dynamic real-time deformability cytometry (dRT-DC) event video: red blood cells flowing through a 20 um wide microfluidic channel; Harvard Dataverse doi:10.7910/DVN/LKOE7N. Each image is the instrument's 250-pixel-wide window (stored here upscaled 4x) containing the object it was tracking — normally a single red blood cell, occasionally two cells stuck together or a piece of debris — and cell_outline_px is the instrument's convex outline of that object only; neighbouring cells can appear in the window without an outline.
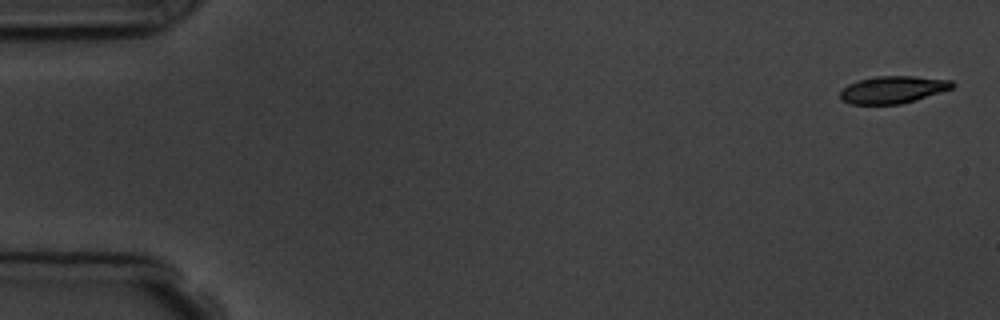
{"species": "common noctule bat (a hibernating species)", "species_latin": "Nyctalus noctula", "temperature_condition": "room temperature", "stored_images_in_passage": 5, "camera_frame_rate_fps": 3000, "um_per_image_px": 0.085, "animal": {"sex": "male", "body_mass_g": 19.5, "forearm_length_mm": 54.6}, "frame": {"image": 1, "passage_image": 1, "time_ms": 0.0, "image_size_px": [1000, 320], "cell_outline_px": [[956, 84], [952, 88], [916, 100], [900, 104], [852, 104], [840, 100], [840, 92], [848, 84], [860, 80], [876, 76], [912, 76], [952, 80]], "centroid_in_image_um": [75.9, 7.62], "position_along_channel_um": 9.1, "area_um2": 17.74}}